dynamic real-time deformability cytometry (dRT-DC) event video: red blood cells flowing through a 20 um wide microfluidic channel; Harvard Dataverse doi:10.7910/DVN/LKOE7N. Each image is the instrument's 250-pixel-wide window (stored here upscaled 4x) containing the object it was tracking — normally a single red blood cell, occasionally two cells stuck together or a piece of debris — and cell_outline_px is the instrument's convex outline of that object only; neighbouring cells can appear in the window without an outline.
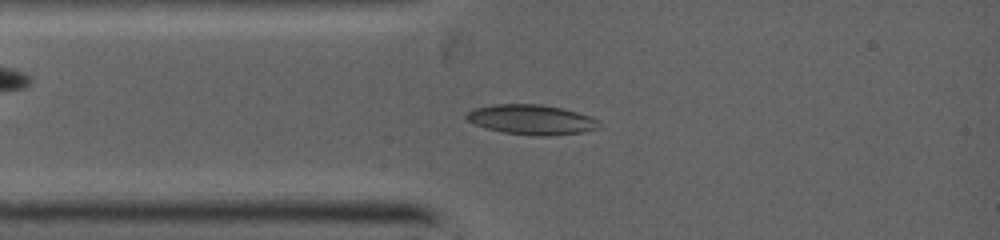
{"species": "common noctule bat (a hibernating species)", "species_latin": "Nyctalus noctula", "temperature_condition": "warm", "stored_images_in_passage": 8, "camera_frame_rate_fps": 5000, "um_per_image_px": 0.085, "animal": {"sex": "female", "body_mass_g": 19.0, "forearm_length_mm": 53.3}, "frame": {"image": 1, "passage_image": 5, "time_ms": 1.8, "image_size_px": [1000, 240], "cell_outline_px": [[596, 128], [584, 132], [548, 136], [532, 136], [504, 132], [488, 128], [476, 124], [468, 120], [464, 116], [468, 112], [476, 108], [496, 104], [540, 104], [560, 108], [576, 112], [588, 116], [596, 120]], "centroid_in_image_um": [45.14, 10.17], "position_along_channel_um": 39.9, "area_um2": 22.6}}
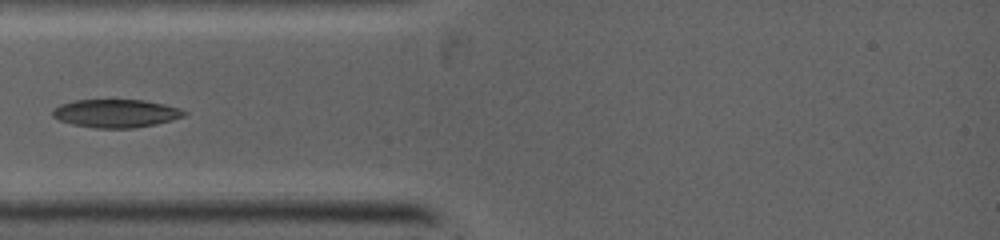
{"frame": {"image": 2, "passage_image": 7, "time_ms": 2.6, "image_size_px": [1000, 240], "cell_outline_px": [[188, 112], [184, 116], [172, 120], [156, 124], [132, 128], [96, 128], [72, 124], [60, 120], [52, 116], [52, 112], [60, 104], [76, 100], [144, 100], [164, 104], [180, 108]], "centroid_in_image_um": [9.88, 9.63], "position_along_channel_um": 75.1, "area_um2": 21.5}}